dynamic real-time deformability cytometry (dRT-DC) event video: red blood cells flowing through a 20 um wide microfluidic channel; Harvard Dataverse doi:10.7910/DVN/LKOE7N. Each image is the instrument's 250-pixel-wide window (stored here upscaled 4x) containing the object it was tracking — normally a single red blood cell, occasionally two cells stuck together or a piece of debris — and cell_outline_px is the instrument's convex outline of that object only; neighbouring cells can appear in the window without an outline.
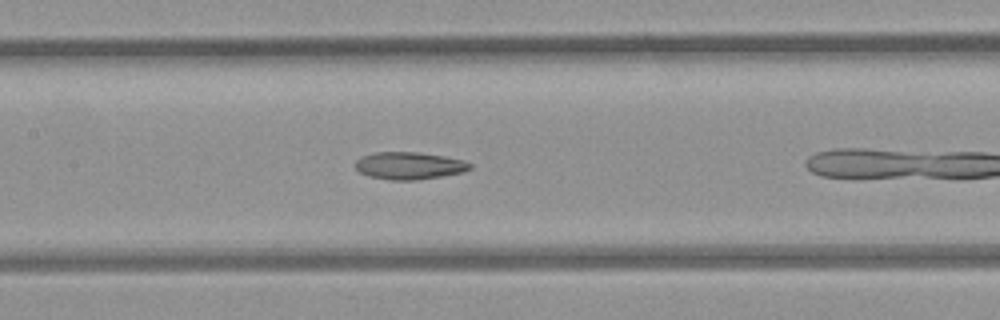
{"species": "common noctule bat (a hibernating species)", "species_latin": "Nyctalus noctula", "temperature_condition": "room temperature", "stored_images_in_passage": 17, "camera_frame_rate_fps": 3000, "um_per_image_px": 0.085, "animal": {"sex": "female", "body_mass_g": 21.9}, "frame": {"image": 1, "passage_image": 10, "time_ms": 3.0, "image_size_px": [1000, 320], "cell_outline_px": [[472, 168], [460, 172], [440, 176], [416, 180], [388, 180], [368, 176], [360, 172], [352, 164], [360, 156], [372, 152], [416, 152], [444, 156], [464, 160], [472, 164]], "centroid_in_image_um": [34.72, 14.07], "position_along_channel_um": 172.7, "area_um2": 18.38}}
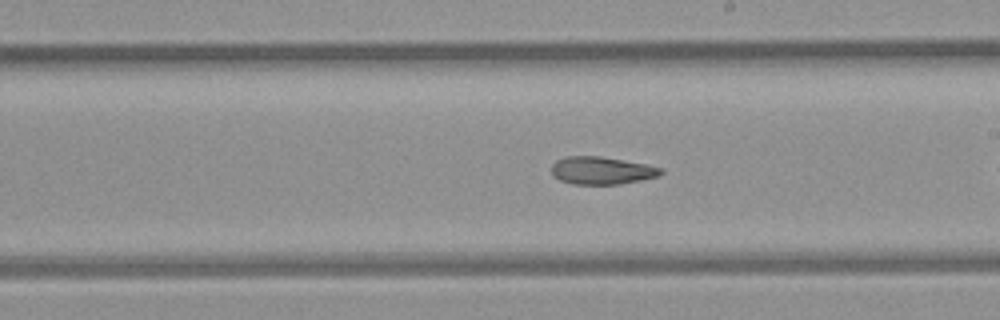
{"frame": {"image": 2, "passage_image": 15, "time_ms": 4.667, "image_size_px": [1000, 320], "cell_outline_px": [[664, 172], [660, 176], [620, 184], [572, 184], [560, 180], [552, 176], [552, 164], [556, 160], [568, 156], [600, 156], [648, 164], [664, 168]], "centroid_in_image_um": [51.17, 14.49], "position_along_channel_um": 237.8, "area_um2": 17.8}}